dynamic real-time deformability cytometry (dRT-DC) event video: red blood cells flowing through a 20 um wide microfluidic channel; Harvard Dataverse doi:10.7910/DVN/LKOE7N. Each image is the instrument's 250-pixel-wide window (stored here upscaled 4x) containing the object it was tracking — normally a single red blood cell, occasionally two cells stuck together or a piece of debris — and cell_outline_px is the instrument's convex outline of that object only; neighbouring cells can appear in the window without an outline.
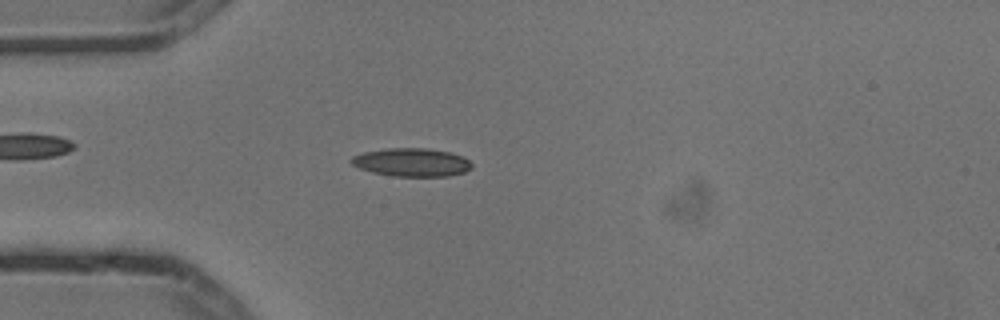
{"species": "common noctule bat (a hibernating species)", "species_latin": "Nyctalus noctula", "temperature_condition": "cold", "stored_images_in_passage": 4, "camera_frame_rate_fps": 3000, "um_per_image_px": 0.085, "animal": {"sex": "male", "body_mass_g": 13.3}, "frame": {"image": 1, "passage_image": 3, "time_ms": 0.667, "image_size_px": [1000, 320], "cell_outline_px": [[472, 168], [464, 172], [448, 176], [392, 176], [372, 172], [360, 168], [352, 164], [348, 160], [352, 156], [364, 152], [388, 148], [428, 148], [452, 152], [468, 160], [472, 164]], "centroid_in_image_um": [34.98, 13.79], "position_along_channel_um": 50.0, "area_um2": 19.88}}